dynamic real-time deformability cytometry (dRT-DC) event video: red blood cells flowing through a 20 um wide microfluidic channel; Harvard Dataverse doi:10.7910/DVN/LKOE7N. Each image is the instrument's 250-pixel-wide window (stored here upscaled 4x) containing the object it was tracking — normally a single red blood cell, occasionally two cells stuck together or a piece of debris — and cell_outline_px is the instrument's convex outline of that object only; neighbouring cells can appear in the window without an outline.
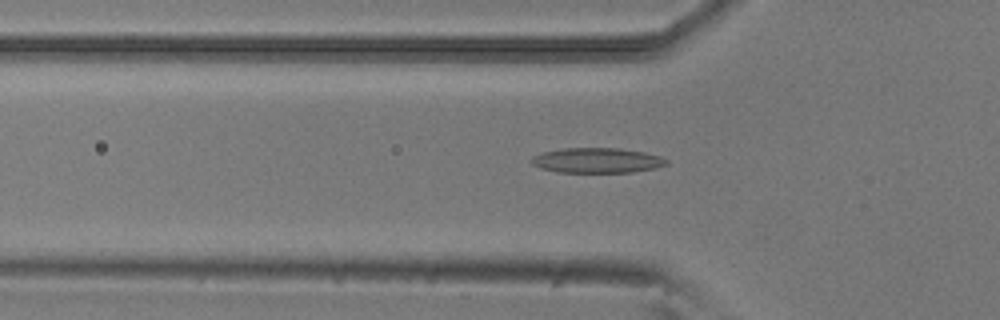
{"species": "common noctule bat (a hibernating species)", "species_latin": "Nyctalus noctula", "temperature_condition": "room temperature", "stored_images_in_passage": 51, "camera_frame_rate_fps": 3000, "um_per_image_px": 0.085, "animal": {"sex": "male", "body_mass_g": 20.5, "forearm_length_mm": 52.5}, "frame": {"image": 1, "passage_image": 17, "time_ms": 5.333, "image_size_px": [1000, 320], "cell_outline_px": [[668, 164], [656, 168], [632, 172], [560, 172], [540, 168], [532, 164], [532, 156], [544, 152], [564, 148], [620, 148], [644, 152], [660, 156], [668, 160]], "centroid_in_image_um": [50.78, 13.63], "position_along_channel_um": 75.0, "area_um2": 19.65}}
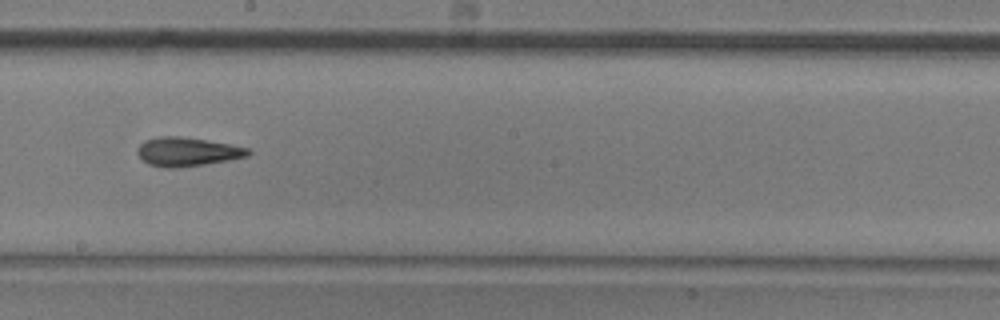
{"frame": {"image": 2, "passage_image": 29, "time_ms": 9.333, "image_size_px": [1000, 320], "cell_outline_px": [[252, 152], [248, 156], [228, 160], [180, 168], [164, 168], [148, 164], [136, 152], [136, 148], [144, 140], [156, 136], [180, 136], [228, 144], [248, 148]], "centroid_in_image_um": [15.87, 12.9], "position_along_channel_um": 232.3, "area_um2": 18.61}}
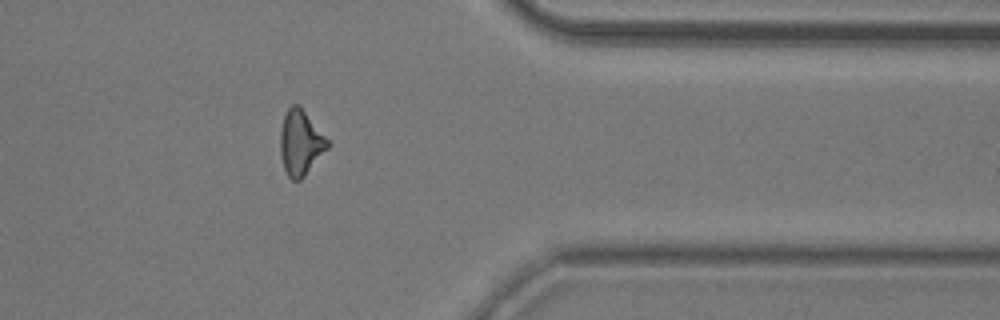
{"frame": {"image": 3, "passage_image": 42, "time_ms": 13.667, "image_size_px": [1000, 320], "cell_outline_px": [[332, 144], [304, 176], [300, 180], [292, 180], [288, 176], [284, 168], [280, 156], [280, 132], [284, 116], [288, 108], [292, 104], [296, 104], [304, 112]], "centroid_in_image_um": [25.54, 12.17], "position_along_channel_um": 385.9, "area_um2": 17.69}}